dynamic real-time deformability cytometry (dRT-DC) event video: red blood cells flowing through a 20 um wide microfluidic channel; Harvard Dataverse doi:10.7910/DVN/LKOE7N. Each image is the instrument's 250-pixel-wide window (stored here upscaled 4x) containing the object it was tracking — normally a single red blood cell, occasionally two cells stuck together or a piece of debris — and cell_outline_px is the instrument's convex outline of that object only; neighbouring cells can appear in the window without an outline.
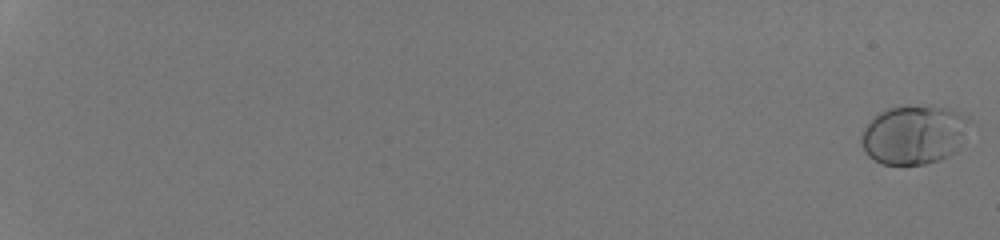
{"species": "human", "species_latin": "Homo sapiens", "temperature_condition": "room temperature", "stored_images_in_passage": 54, "camera_frame_rate_fps": 3000, "um_per_image_px": 0.085, "donor": {"sex": "male"}, "frame": {"image": 1, "passage_image": 1, "time_ms": 0.0, "image_size_px": [1000, 240], "cell_outline_px": [[968, 120], [956, 152], [940, 160], [924, 164], [880, 164], [868, 156], [864, 152], [860, 140], [860, 136], [864, 128], [884, 108], [948, 108], [964, 116]], "centroid_in_image_um": [77.6, 11.51], "position_along_channel_um": 7.4, "area_um2": 36.07}}
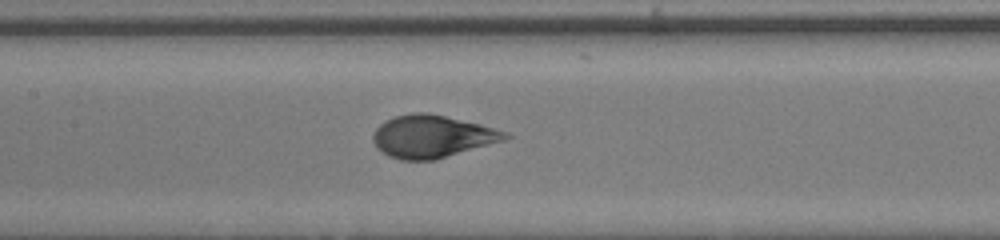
{"frame": {"image": 2, "passage_image": 32, "time_ms": 10.333, "image_size_px": [1000, 240], "cell_outline_px": [[512, 136], [504, 140], [432, 160], [400, 160], [388, 156], [372, 140], [372, 136], [376, 128], [384, 120], [396, 116], [412, 112], [428, 112], [480, 124], [508, 132]], "centroid_in_image_um": [36.71, 11.58], "position_along_channel_um": 170.7, "area_um2": 32.37}}
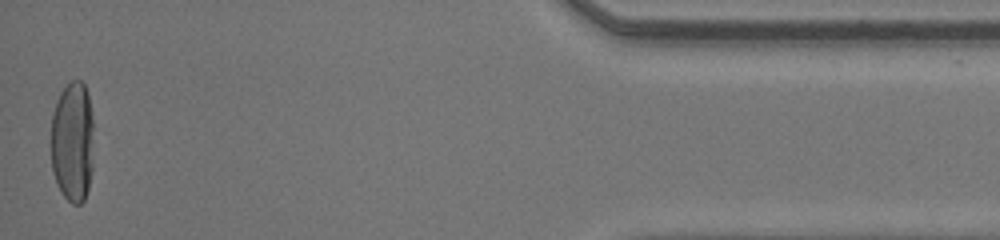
{"frame": {"image": 3, "passage_image": 54, "time_ms": 17.667, "image_size_px": [1000, 240], "cell_outline_px": [[92, 172], [88, 188], [84, 200], [80, 204], [72, 204], [60, 192], [56, 184], [52, 172], [52, 112], [56, 100], [60, 92], [72, 80], [80, 80], [84, 84], [88, 96], [92, 116]], "centroid_in_image_um": [6.16, 12.08], "position_along_channel_um": 429.0, "area_um2": 30.23}, "authors_computed_cell_mechanics": {"area_um2": 32.4547, "velocity_mm_per_s": 4.2973, "shape_relaxation_time_tau1_ms": 4.4504, "shape_relaxation_time_tau2_ms": null, "deformation_change_tau1": 0.2107, "deformation_change_tau2": null}}